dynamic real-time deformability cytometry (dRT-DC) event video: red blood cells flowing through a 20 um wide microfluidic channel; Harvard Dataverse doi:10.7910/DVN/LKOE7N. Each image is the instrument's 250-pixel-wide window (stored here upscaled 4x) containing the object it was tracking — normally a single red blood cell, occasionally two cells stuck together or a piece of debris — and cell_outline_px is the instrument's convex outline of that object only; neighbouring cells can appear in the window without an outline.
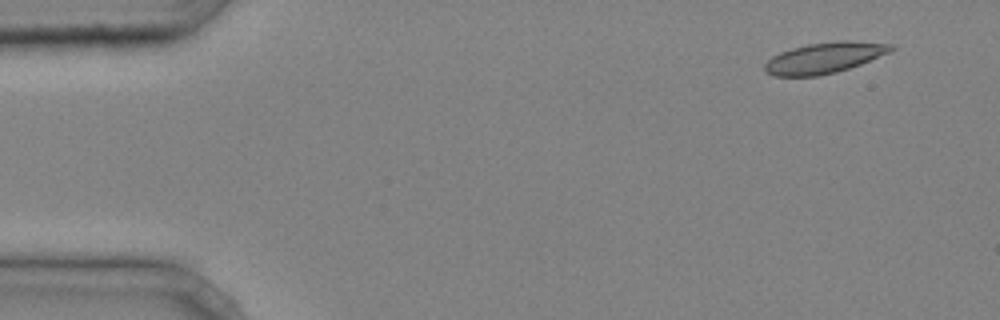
{"species": "common noctule bat (a hibernating species)", "species_latin": "Nyctalus noctula", "temperature_condition": "cold", "stored_images_in_passage": 38, "camera_frame_rate_fps": 3000, "um_per_image_px": 0.085, "animal": {"sex": "male", "body_mass_g": 20.4}, "frame": {"image": 1, "passage_image": 1, "time_ms": 0.0, "image_size_px": [1000, 320], "cell_outline_px": [[896, 48], [892, 52], [860, 64], [836, 72], [816, 76], [776, 76], [768, 72], [764, 68], [764, 64], [772, 56], [780, 52], [792, 48], [808, 44], [836, 40], [848, 40], [892, 44]], "centroid_in_image_um": [70.11, 4.9], "position_along_channel_um": 14.9, "area_um2": 22.72}}
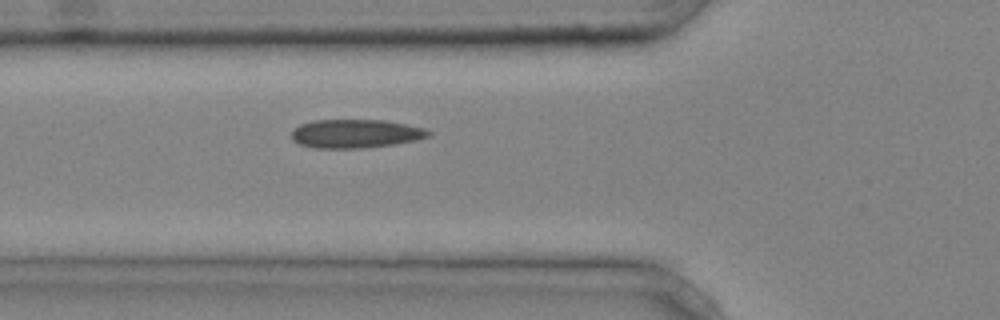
{"frame": {"image": 2, "passage_image": 14, "time_ms": 4.333, "image_size_px": [1000, 320], "cell_outline_px": [[432, 132], [428, 136], [416, 140], [392, 144], [364, 148], [312, 148], [300, 144], [292, 140], [292, 128], [300, 124], [312, 120], [384, 120], [424, 128]], "centroid_in_image_um": [30.17, 11.36], "position_along_channel_um": 95.6, "area_um2": 22.83}}
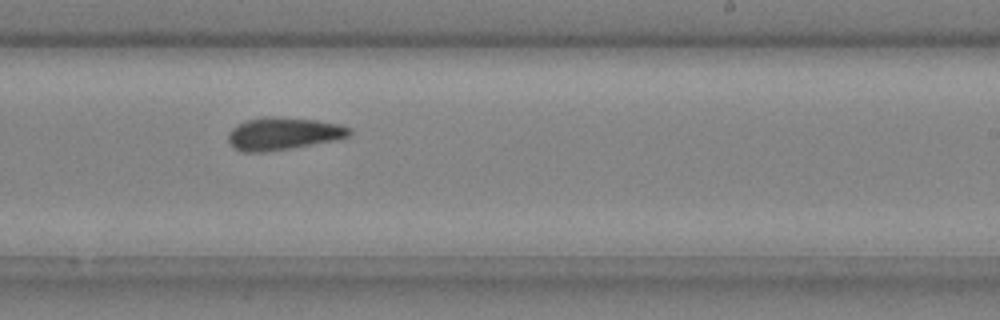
{"frame": {"image": 3, "passage_image": 26, "time_ms": 8.333, "image_size_px": [1000, 320], "cell_outline_px": [[352, 132], [348, 136], [332, 140], [288, 148], [264, 152], [244, 152], [236, 148], [228, 140], [228, 132], [236, 124], [244, 120], [268, 116], [272, 116], [316, 120], [340, 124], [352, 128]], "centroid_in_image_um": [24.04, 11.33], "position_along_channel_um": 265.0, "area_um2": 22.72}, "authors_computed_cell_mechanics": {"area_um2": 22.3397, "velocity_mm_per_s": 4.237, "shape_relaxation_time_tau1_ms": null, "shape_relaxation_time_tau2_ms": 3.5815, "deformation_change_tau1": null, "deformation_change_tau2": 0.0757}}